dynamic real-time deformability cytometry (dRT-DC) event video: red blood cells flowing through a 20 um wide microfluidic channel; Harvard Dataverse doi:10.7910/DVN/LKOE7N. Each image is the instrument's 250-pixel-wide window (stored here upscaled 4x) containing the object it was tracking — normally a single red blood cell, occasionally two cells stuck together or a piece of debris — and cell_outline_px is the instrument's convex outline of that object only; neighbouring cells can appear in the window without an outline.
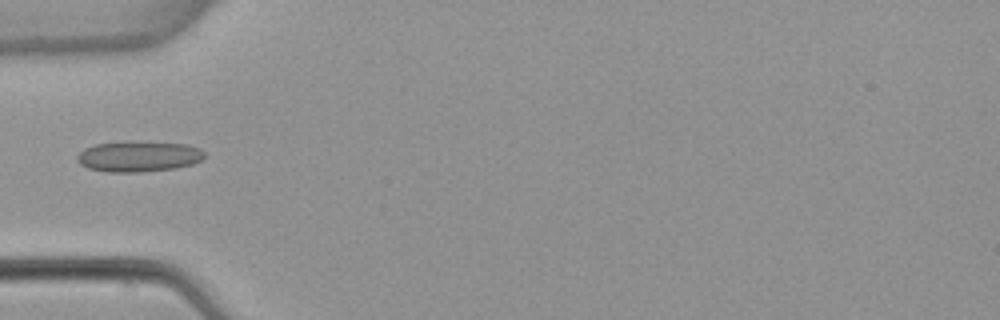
{"species": "common noctule bat (a hibernating species)", "species_latin": "Nyctalus noctula", "temperature_condition": "warm", "stored_images_in_passage": 6, "camera_frame_rate_fps": 3000, "um_per_image_px": 0.085, "animal": {"sex": "female", "body_mass_g": 22.7, "forearm_length_mm": 54.2}, "frame": {"image": 1, "passage_image": 5, "time_ms": 5.0, "image_size_px": [1000, 320], "cell_outline_px": [[204, 156], [200, 160], [192, 164], [176, 168], [140, 172], [108, 172], [88, 168], [80, 164], [76, 160], [76, 156], [84, 148], [96, 144], [124, 140], [188, 144], [200, 148], [204, 152]], "centroid_in_image_um": [11.76, 13.28], "position_along_channel_um": 73.2, "area_um2": 23.12}}
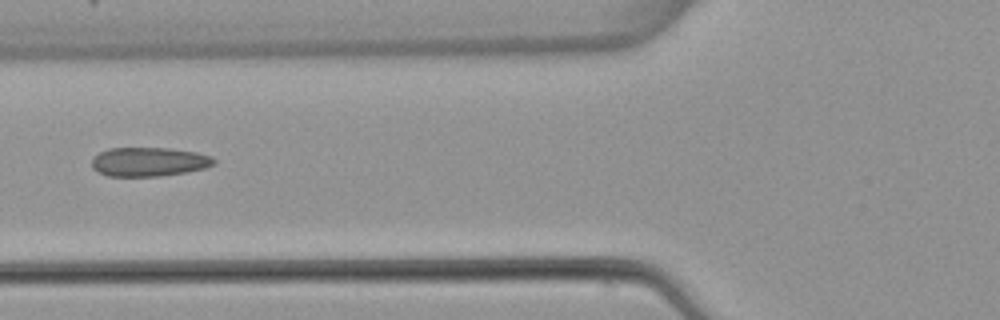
{"frame": {"image": 2, "passage_image": 6, "time_ms": 6.0, "image_size_px": [1000, 320], "cell_outline_px": [[216, 160], [212, 164], [204, 168], [184, 172], [160, 176], [108, 176], [92, 168], [92, 156], [108, 148], [168, 148], [196, 152], [212, 156]], "centroid_in_image_um": [12.63, 13.74], "position_along_channel_um": 113.2, "area_um2": 20.58}}